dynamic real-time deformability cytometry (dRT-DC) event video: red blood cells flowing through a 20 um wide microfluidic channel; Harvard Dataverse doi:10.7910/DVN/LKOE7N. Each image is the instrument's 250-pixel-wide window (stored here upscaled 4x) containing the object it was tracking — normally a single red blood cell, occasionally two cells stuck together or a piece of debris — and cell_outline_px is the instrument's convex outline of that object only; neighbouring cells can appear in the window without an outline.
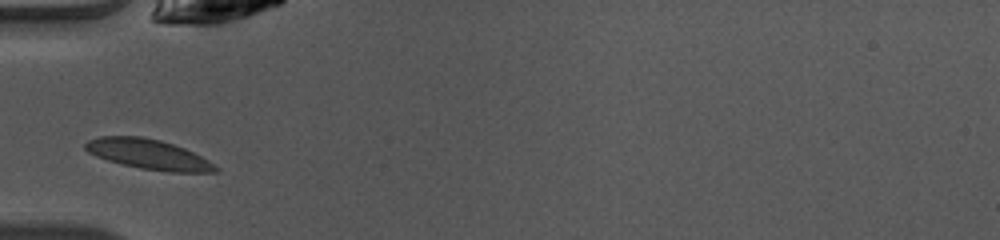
{"species": "common noctule bat (a hibernating species)", "species_latin": "Nyctalus noctula", "temperature_condition": "warm", "stored_images_in_passage": 33, "camera_frame_rate_fps": 3000, "um_per_image_px": 0.085, "animal": {"sex": "female", "body_mass_g": 10.0, "forearm_length_mm": 53.1}, "frame": {"image": 1, "passage_image": 1, "time_ms": 0.0, "image_size_px": [1000, 240], "cell_outline_px": [[220, 172], [168, 172], [140, 168], [108, 160], [96, 156], [88, 152], [84, 148], [84, 144], [88, 140], [100, 136], [140, 136], [160, 140], [184, 148], [208, 160], [220, 168]], "centroid_in_image_um": [12.63, 13.12], "position_along_channel_um": 72.4, "area_um2": 22.66}}
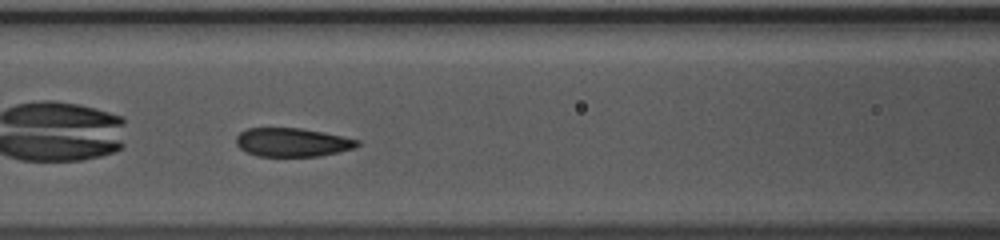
{"frame": {"image": 2, "passage_image": 6, "time_ms": 1.667, "image_size_px": [1000, 240], "cell_outline_px": [[360, 144], [356, 148], [320, 156], [256, 156], [240, 148], [236, 144], [236, 136], [240, 132], [248, 128], [300, 128], [360, 140]], "centroid_in_image_um": [24.84, 12.1], "position_along_channel_um": 141.8, "area_um2": 20.11}, "authors_computed_cell_mechanics": {"area_um2": 20.9236, "velocity_mm_per_s": 4.1066, "shape_relaxation_time_tau1_ms": 3.7019, "shape_relaxation_time_tau2_ms": 0.8681, "deformation_change_tau1": 0.1363, "deformation_change_tau2": 0.043}}